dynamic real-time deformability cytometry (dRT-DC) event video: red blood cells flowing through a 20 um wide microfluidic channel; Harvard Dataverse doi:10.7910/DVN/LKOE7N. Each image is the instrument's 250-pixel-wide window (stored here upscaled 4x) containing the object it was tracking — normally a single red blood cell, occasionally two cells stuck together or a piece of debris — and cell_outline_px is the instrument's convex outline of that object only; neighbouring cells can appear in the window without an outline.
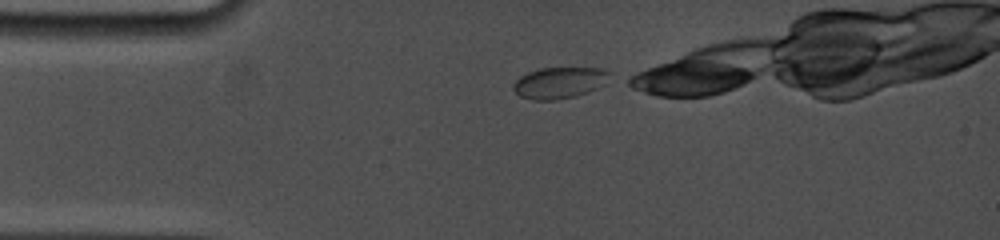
{"species": "common noctule bat (a hibernating species)", "species_latin": "Nyctalus noctula", "temperature_condition": "cold", "stored_images_in_passage": 7, "camera_frame_rate_fps": 5000, "um_per_image_px": 0.085, "animal": {"sex": "female", "body_mass_g": 19.0, "forearm_length_mm": 53.3}, "frame": {"image": 1, "passage_image": 1, "time_ms": 0.0, "image_size_px": [1000, 240], "cell_outline_px": [[612, 72], [604, 84], [588, 92], [556, 100], [532, 100], [520, 96], [512, 88], [512, 84], [520, 76], [528, 72], [540, 68], [604, 68]], "centroid_in_image_um": [47.54, 7.02], "position_along_channel_um": 37.5, "area_um2": 17.57}}
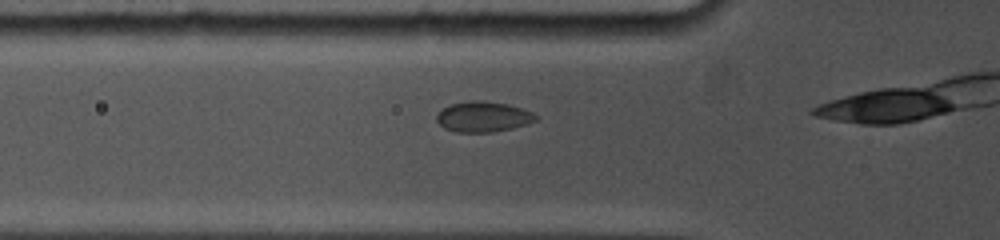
{"frame": {"image": 2, "passage_image": 5, "time_ms": 2.0, "image_size_px": [1000, 240], "cell_outline_px": [[536, 120], [528, 124], [512, 128], [492, 132], [456, 132], [444, 128], [436, 120], [436, 116], [444, 108], [452, 104], [468, 100], [484, 100], [508, 104], [532, 112], [536, 116]], "centroid_in_image_um": [41.07, 9.92], "position_along_channel_um": 84.7, "area_um2": 17.51}}